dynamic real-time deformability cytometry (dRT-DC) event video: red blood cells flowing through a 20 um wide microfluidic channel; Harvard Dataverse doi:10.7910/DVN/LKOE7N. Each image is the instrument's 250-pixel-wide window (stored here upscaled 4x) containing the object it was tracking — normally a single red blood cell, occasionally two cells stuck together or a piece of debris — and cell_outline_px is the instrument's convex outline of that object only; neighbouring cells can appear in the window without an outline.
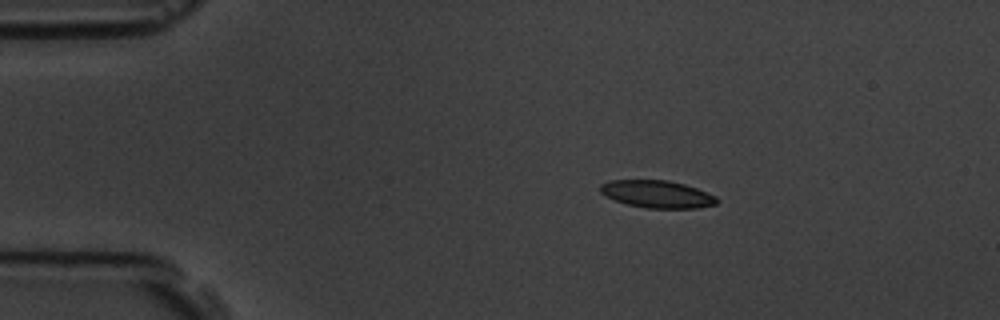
{"species": "common noctule bat (a hibernating species)", "species_latin": "Nyctalus noctula", "temperature_condition": "room temperature", "stored_images_in_passage": 3, "camera_frame_rate_fps": 3000, "um_per_image_px": 0.085, "animal": {"sex": "male", "body_mass_g": 19.5, "forearm_length_mm": 54.6}, "frame": {"image": 1, "passage_image": 1, "time_ms": 0.0, "image_size_px": [1000, 320], "cell_outline_px": [[720, 200], [716, 204], [696, 208], [648, 208], [628, 204], [604, 196], [600, 192], [600, 184], [608, 180], [668, 180], [684, 184], [696, 188], [716, 196]], "centroid_in_image_um": [55.85, 16.49], "position_along_channel_um": 29.2, "area_um2": 18.61}}